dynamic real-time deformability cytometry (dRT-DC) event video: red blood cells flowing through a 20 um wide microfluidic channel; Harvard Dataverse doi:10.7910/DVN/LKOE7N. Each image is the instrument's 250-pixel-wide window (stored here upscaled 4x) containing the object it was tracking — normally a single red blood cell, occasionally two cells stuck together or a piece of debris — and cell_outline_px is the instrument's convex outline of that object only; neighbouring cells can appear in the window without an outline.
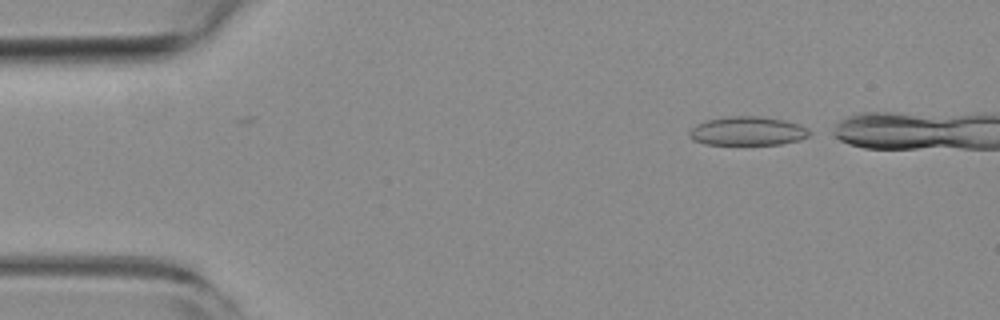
{"species": "common noctule bat (a hibernating species)", "species_latin": "Nyctalus noctula", "temperature_condition": "room temperature", "stored_images_in_passage": 40, "camera_frame_rate_fps": 3000, "um_per_image_px": 0.085, "animal": {"sex": "female", "body_mass_g": 19.3, "forearm_length_mm": 54.1}, "frame": {"image": 1, "passage_image": 2, "time_ms": 0.333, "image_size_px": [1000, 320], "cell_outline_px": [[816, 132], [800, 140], [780, 144], [704, 144], [692, 140], [688, 136], [688, 132], [696, 124], [708, 120], [732, 116], [764, 116], [784, 120], [800, 124]], "centroid_in_image_um": [63.59, 11.14], "position_along_channel_um": 21.4, "area_um2": 20.4}}
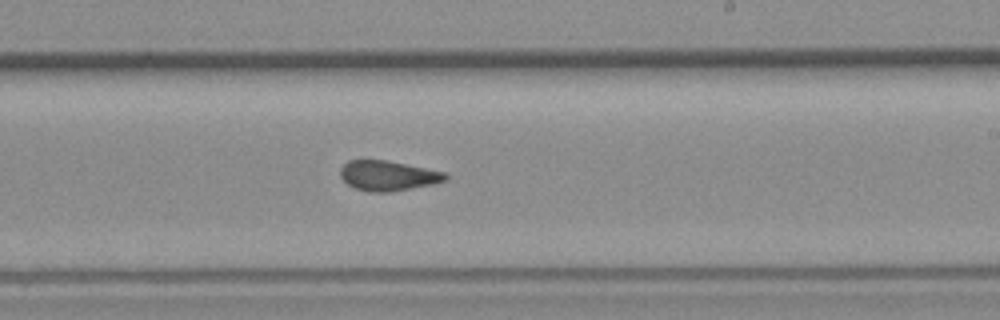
{"frame": {"image": 2, "passage_image": 27, "time_ms": 8.667, "image_size_px": [1000, 320], "cell_outline_px": [[448, 180], [432, 184], [392, 192], [368, 192], [356, 188], [348, 184], [340, 176], [340, 168], [348, 160], [384, 160], [444, 172], [448, 176]], "centroid_in_image_um": [32.96, 14.94], "position_along_channel_um": 256.0, "area_um2": 18.21}}
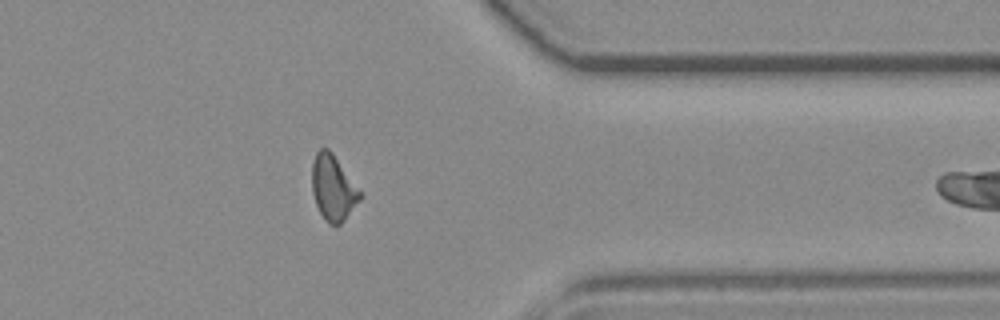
{"frame": {"image": 3, "passage_image": 39, "time_ms": 12.667, "image_size_px": [1000, 320], "cell_outline_px": [[360, 200], [344, 220], [340, 224], [328, 224], [324, 220], [316, 204], [312, 192], [312, 164], [316, 152], [320, 148], [328, 148], [332, 152], [360, 192]], "centroid_in_image_um": [28.28, 15.97], "position_along_channel_um": 383.1, "area_um2": 17.92}}